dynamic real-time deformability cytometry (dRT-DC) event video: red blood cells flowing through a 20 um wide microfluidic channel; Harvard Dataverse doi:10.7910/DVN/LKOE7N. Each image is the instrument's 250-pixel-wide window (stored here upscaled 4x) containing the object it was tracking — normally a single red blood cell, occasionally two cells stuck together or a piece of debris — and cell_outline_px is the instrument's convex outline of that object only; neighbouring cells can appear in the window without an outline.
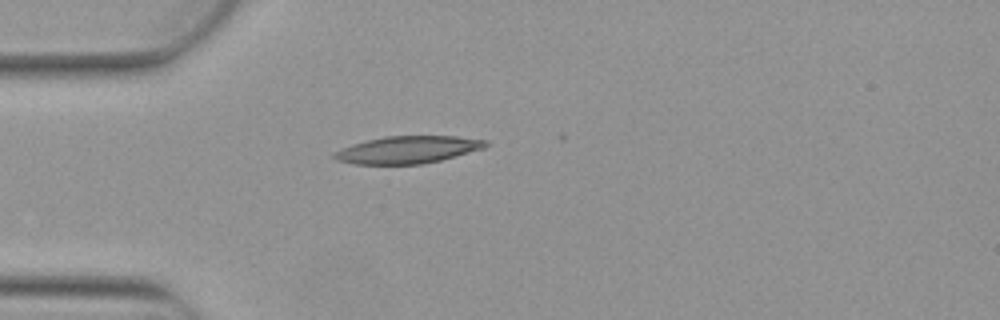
{"species": "Egyptian fruit bat (a non-hibernating species)", "species_latin": "Rousettus aegyptiacus", "temperature_condition": "warm", "stored_images_in_passage": 1, "camera_frame_rate_fps": 3000, "um_per_image_px": 0.085, "animal": {"sex": "female"}, "frame": {"image": 1, "passage_image": 1, "time_ms": 0.0, "image_size_px": [1000, 320], "cell_outline_px": [[488, 144], [484, 148], [440, 160], [420, 164], [356, 164], [336, 160], [332, 156], [336, 152], [352, 144], [384, 136], [456, 136], [488, 140]], "centroid_in_image_um": [34.68, 12.72], "position_along_channel_um": 50.3, "area_um2": 23.81}}